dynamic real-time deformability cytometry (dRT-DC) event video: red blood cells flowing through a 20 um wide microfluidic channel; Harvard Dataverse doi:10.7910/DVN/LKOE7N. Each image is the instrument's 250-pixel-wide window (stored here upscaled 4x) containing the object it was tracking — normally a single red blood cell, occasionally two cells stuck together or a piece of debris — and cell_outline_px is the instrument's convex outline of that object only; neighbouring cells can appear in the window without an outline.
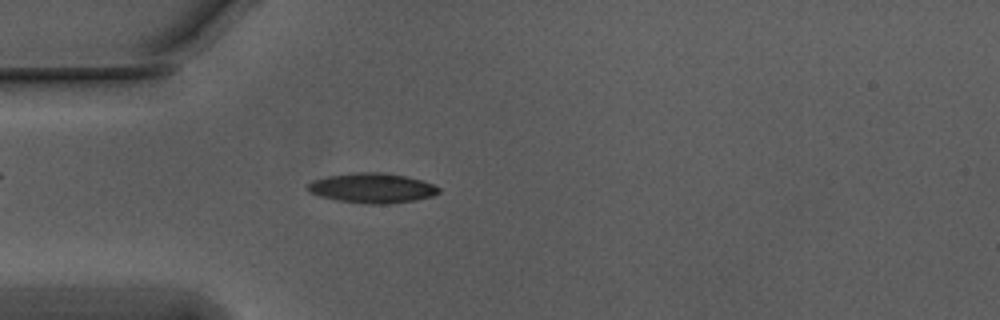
{"species": "Egyptian fruit bat (a non-hibernating species)", "species_latin": "Rousettus aegyptiacus", "temperature_condition": "warm", "stored_images_in_passage": 54, "camera_frame_rate_fps": 3000, "um_per_image_px": 0.085, "animal": {"sex": "male"}, "frame": {"image": 1, "passage_image": 15, "time_ms": 4.667, "image_size_px": [1000, 320], "cell_outline_px": [[440, 192], [432, 196], [416, 200], [388, 204], [364, 204], [336, 200], [320, 196], [308, 192], [304, 188], [312, 180], [328, 176], [352, 172], [384, 172], [404, 176], [420, 180], [432, 184], [440, 188]], "centroid_in_image_um": [31.58, 15.99], "position_along_channel_um": 53.4, "area_um2": 23.0}}
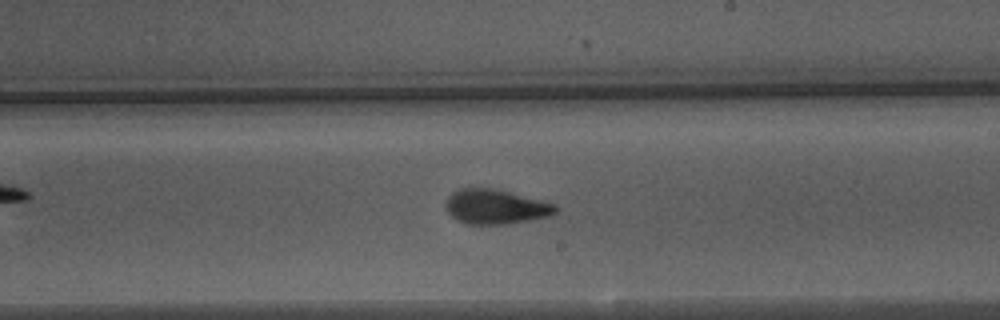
{"frame": {"image": 2, "passage_image": 31, "time_ms": 10.0, "image_size_px": [1000, 320], "cell_outline_px": [[556, 212], [552, 216], [508, 224], [464, 224], [452, 216], [448, 212], [444, 204], [448, 196], [452, 192], [460, 188], [492, 188], [556, 204]], "centroid_in_image_um": [42.1, 17.58], "position_along_channel_um": 246.9, "area_um2": 22.14}}
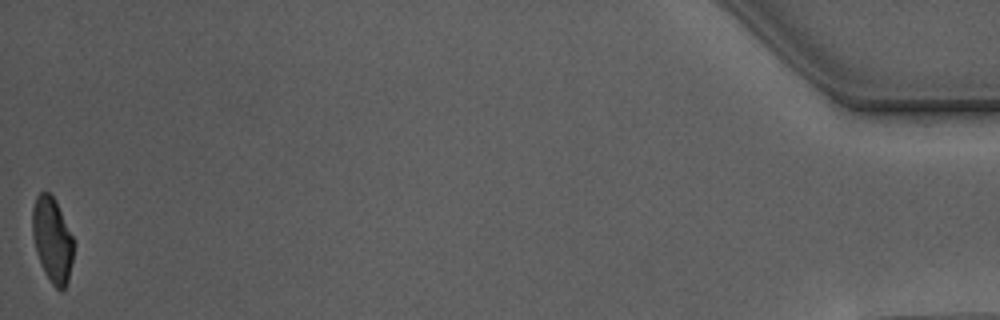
{"frame": {"image": 3, "passage_image": 54, "time_ms": 17.667, "image_size_px": [1000, 320], "cell_outline_px": [[72, 260], [68, 280], [64, 288], [60, 292], [52, 284], [36, 252], [32, 236], [32, 208], [36, 196], [40, 192], [48, 192], [56, 200], [72, 236]], "centroid_in_image_um": [4.42, 20.34], "position_along_channel_um": 430.8, "area_um2": 20.0}, "authors_computed_cell_mechanics": {"area_um2": 21.7328, "velocity_mm_per_s": 3.7619, "shape_relaxation_time_tau1_ms": 4.1467, "shape_relaxation_time_tau2_ms": 1.4417, "deformation_change_tau1": 0.1575, "deformation_change_tau2": 0.0766}}